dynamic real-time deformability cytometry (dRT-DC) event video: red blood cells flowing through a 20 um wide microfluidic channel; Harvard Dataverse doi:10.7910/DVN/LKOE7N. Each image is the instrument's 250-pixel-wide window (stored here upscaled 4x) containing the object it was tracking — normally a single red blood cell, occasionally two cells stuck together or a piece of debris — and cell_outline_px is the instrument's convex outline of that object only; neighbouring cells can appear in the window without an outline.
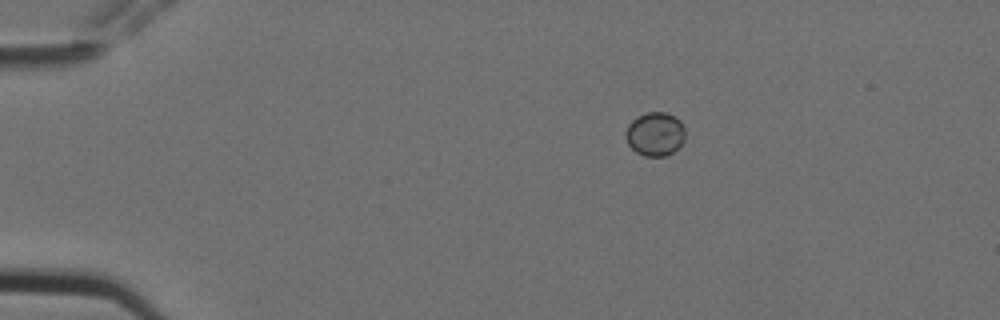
{"species": "Egyptian fruit bat (a non-hibernating species)", "species_latin": "Rousettus aegyptiacus", "temperature_condition": "cold", "stored_images_in_passage": 4, "camera_frame_rate_fps": 3000, "um_per_image_px": 0.085, "animal": {"sex": "female"}, "frame": {"image": 1, "passage_image": 1, "time_ms": 0.0, "image_size_px": [1000, 320], "cell_outline_px": [[684, 140], [680, 148], [664, 156], [644, 156], [636, 152], [628, 144], [628, 124], [636, 116], [644, 112], [668, 112], [676, 116], [680, 120], [684, 128]], "centroid_in_image_um": [55.73, 11.37], "position_along_channel_um": 29.3, "area_um2": 15.2}}
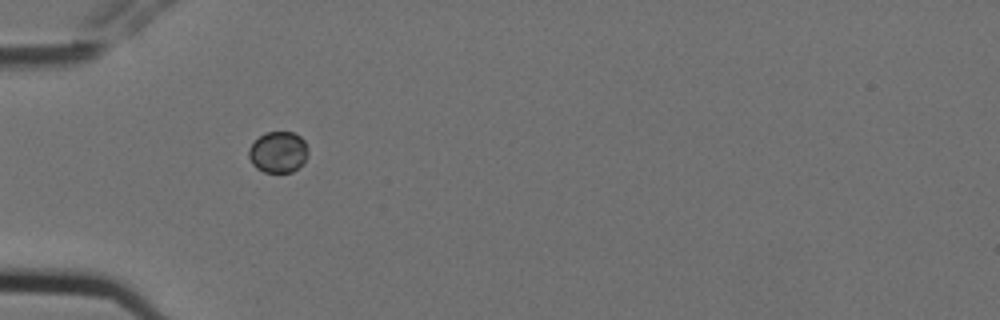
{"frame": {"image": 2, "passage_image": 3, "time_ms": 0.667, "image_size_px": [1000, 320], "cell_outline_px": [[308, 152], [304, 164], [292, 172], [264, 172], [256, 168], [252, 164], [248, 156], [248, 148], [264, 132], [292, 132], [300, 136], [304, 140], [308, 148]], "centroid_in_image_um": [23.65, 12.93], "position_along_channel_um": 61.3, "area_um2": 14.39}}
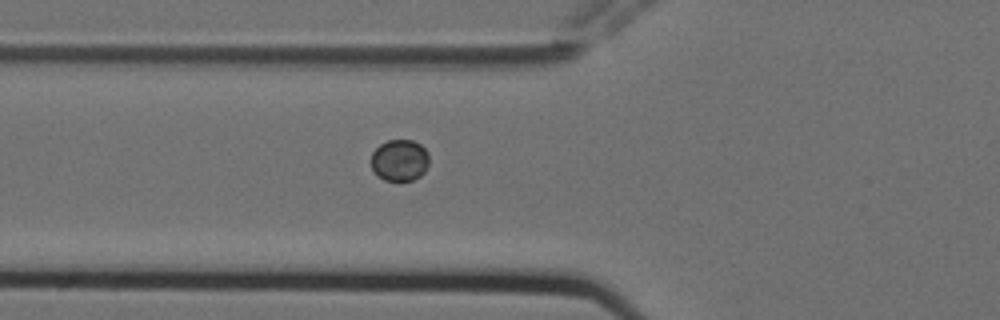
{"frame": {"image": 3, "passage_image": 4, "time_ms": 1.0, "image_size_px": [1000, 320], "cell_outline_px": [[428, 164], [424, 172], [420, 176], [412, 180], [384, 180], [376, 176], [372, 168], [372, 152], [380, 144], [388, 140], [412, 140], [420, 144], [428, 152]], "centroid_in_image_um": [33.96, 13.62], "position_along_channel_um": 91.8, "area_um2": 14.05}}